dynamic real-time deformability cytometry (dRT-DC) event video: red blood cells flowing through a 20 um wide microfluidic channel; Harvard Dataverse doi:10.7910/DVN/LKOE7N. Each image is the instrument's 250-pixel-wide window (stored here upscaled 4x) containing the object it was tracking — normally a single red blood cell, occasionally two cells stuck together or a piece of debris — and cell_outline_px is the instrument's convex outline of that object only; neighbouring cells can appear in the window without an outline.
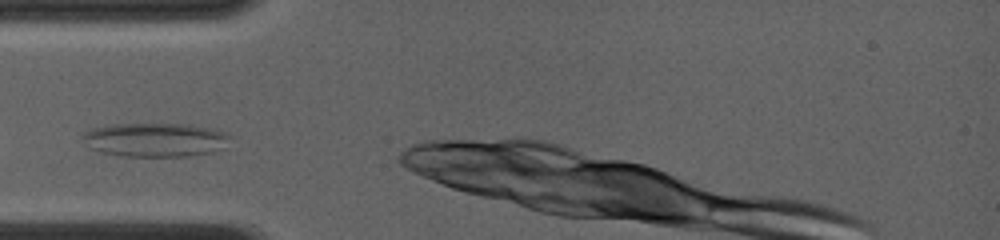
{"species": "common noctule bat (a hibernating species)", "species_latin": "Nyctalus noctula", "temperature_condition": "room temperature", "stored_images_in_passage": 4, "camera_frame_rate_fps": 4000, "um_per_image_px": 0.085, "animal": {"sex": "female", "body_mass_g": 19.0, "forearm_length_mm": 56.7}, "frame": {"image": 1, "passage_image": 1, "time_ms": 0.0, "image_size_px": [1000, 240], "cell_outline_px": [[228, 136], [220, 148], [212, 152], [192, 156], [124, 156], [100, 152], [92, 148], [80, 136], [88, 128], [112, 124], [188, 124], [216, 128], [228, 132]], "centroid_in_image_um": [13.15, 11.86], "position_along_channel_um": 71.8, "area_um2": 29.13}}